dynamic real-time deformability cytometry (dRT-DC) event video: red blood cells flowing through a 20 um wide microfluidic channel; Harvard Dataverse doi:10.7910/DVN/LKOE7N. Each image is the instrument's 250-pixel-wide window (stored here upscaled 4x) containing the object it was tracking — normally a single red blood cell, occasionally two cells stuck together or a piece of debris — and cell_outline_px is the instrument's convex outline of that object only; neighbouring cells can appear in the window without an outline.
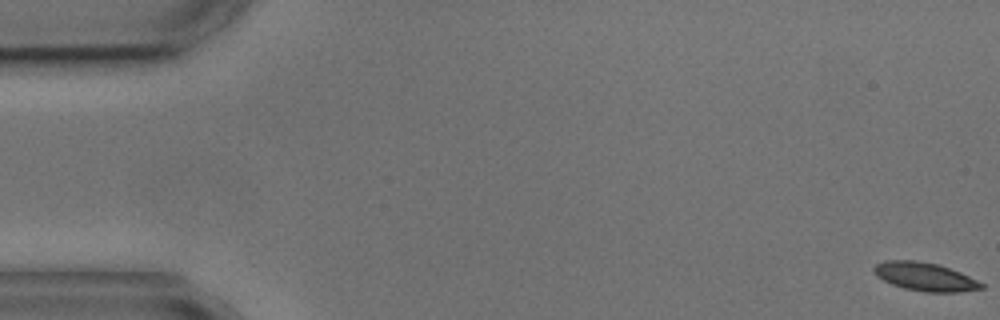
{"species": "common noctule bat (a hibernating species)", "species_latin": "Nyctalus noctula", "temperature_condition": "cold", "stored_images_in_passage": 8, "camera_frame_rate_fps": 3000, "um_per_image_px": 0.085, "animal": {"sex": "male", "body_mass_g": 17.9, "forearm_length_mm": 54.2}, "frame": {"image": 1, "passage_image": 1, "time_ms": 0.0, "image_size_px": [1000, 320], "cell_outline_px": [[984, 288], [960, 292], [924, 292], [904, 288], [892, 284], [876, 276], [872, 268], [876, 264], [884, 260], [916, 260], [940, 264], [960, 272], [984, 284]], "centroid_in_image_um": [78.61, 23.51], "position_along_channel_um": 6.4, "area_um2": 17.86}}
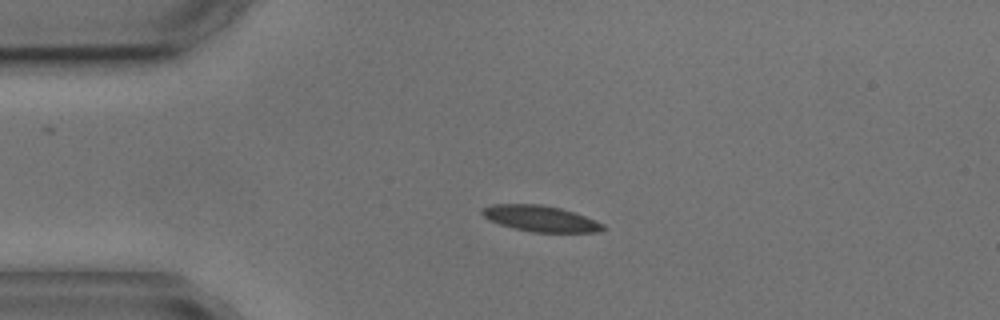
{"frame": {"image": 2, "passage_image": 4, "time_ms": 4.0, "image_size_px": [1000, 320], "cell_outline_px": [[608, 228], [600, 232], [532, 232], [500, 224], [488, 220], [480, 212], [484, 208], [492, 204], [540, 204], [560, 208], [596, 220], [604, 224]], "centroid_in_image_um": [45.97, 18.58], "position_along_channel_um": 39.0, "area_um2": 18.21}}